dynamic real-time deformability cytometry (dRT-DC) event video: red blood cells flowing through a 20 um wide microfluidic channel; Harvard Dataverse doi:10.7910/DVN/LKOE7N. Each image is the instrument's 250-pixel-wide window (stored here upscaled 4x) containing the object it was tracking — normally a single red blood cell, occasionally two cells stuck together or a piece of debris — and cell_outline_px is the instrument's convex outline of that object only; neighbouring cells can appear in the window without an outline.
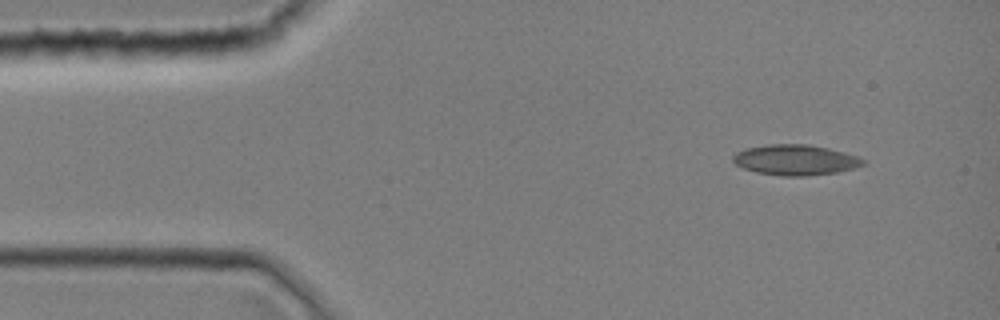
{"species": "common noctule bat (a hibernating species)", "species_latin": "Nyctalus noctula", "temperature_condition": "room temperature", "stored_images_in_passage": 1, "camera_frame_rate_fps": 3000, "um_per_image_px": 0.085, "animal": {"sex": "female", "body_mass_g": 19.0, "forearm_length_mm": 51.5}, "frame": {"image": 1, "passage_image": 1, "time_ms": 0.0, "image_size_px": [1000, 320], "cell_outline_px": [[864, 164], [856, 168], [836, 172], [804, 176], [784, 176], [756, 172], [744, 168], [736, 164], [732, 160], [732, 156], [736, 152], [744, 148], [768, 144], [808, 144], [828, 148], [844, 152], [856, 156], [864, 160]], "centroid_in_image_um": [67.58, 13.58], "position_along_channel_um": 17.4, "area_um2": 23.06}}